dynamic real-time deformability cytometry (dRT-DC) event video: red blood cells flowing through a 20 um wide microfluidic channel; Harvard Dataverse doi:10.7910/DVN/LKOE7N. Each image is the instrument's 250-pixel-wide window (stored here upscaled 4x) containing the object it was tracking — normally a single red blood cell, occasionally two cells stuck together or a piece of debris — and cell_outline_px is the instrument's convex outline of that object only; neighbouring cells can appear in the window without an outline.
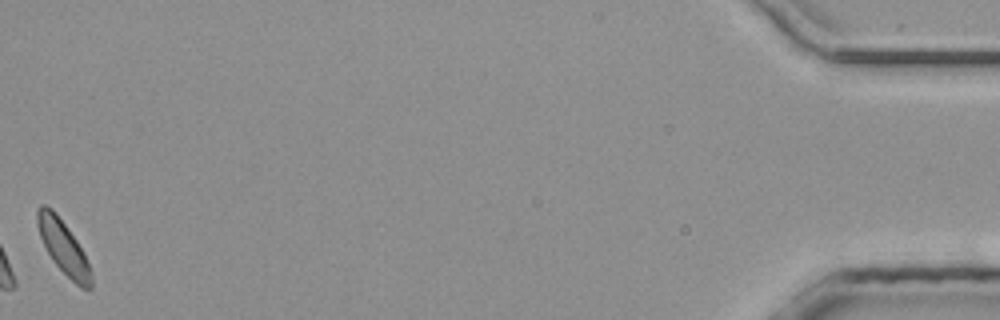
{"species": "common noctule bat (a hibernating species)", "species_latin": "Nyctalus noctula", "temperature_condition": "room temperature", "stored_images_in_passage": 38, "camera_frame_rate_fps": 3000, "um_per_image_px": 0.085, "animal": {"sex": "male", "body_mass_g": 20.4}, "frame": {"image": 1, "passage_image": 38, "time_ms": 12.333, "image_size_px": [1000, 320], "cell_outline_px": [[92, 288], [80, 288], [52, 260], [40, 236], [36, 224], [36, 208], [40, 204], [44, 204], [52, 208], [56, 212], [76, 240], [84, 252], [92, 272]], "centroid_in_image_um": [5.37, 20.97], "position_along_channel_um": 429.8, "area_um2": 16.7}}